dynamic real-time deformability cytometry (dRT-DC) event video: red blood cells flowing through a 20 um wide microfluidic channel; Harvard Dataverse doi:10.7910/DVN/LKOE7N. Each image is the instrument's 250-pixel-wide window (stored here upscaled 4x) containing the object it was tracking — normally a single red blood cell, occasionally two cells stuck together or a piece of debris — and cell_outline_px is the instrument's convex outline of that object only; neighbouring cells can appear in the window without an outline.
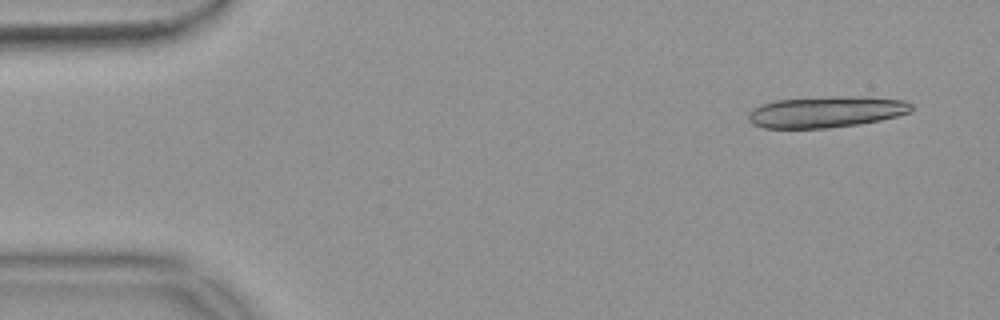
{"species": "common noctule bat (a hibernating species)", "species_latin": "Nyctalus noctula", "temperature_condition": "warm", "stored_images_in_passage": 16, "camera_frame_rate_fps": 3000, "um_per_image_px": 0.085, "animal": {"sex": "female", "body_mass_g": 18.4}, "frame": {"image": 1, "passage_image": 3, "time_ms": 0.667, "image_size_px": [1000, 320], "cell_outline_px": [[912, 112], [880, 120], [860, 124], [828, 128], [764, 128], [752, 124], [748, 120], [748, 112], [752, 108], [760, 104], [776, 100], [848, 96], [868, 96], [904, 100], [912, 104]], "centroid_in_image_um": [70.22, 9.51], "position_along_channel_um": 14.8, "area_um2": 29.88}}